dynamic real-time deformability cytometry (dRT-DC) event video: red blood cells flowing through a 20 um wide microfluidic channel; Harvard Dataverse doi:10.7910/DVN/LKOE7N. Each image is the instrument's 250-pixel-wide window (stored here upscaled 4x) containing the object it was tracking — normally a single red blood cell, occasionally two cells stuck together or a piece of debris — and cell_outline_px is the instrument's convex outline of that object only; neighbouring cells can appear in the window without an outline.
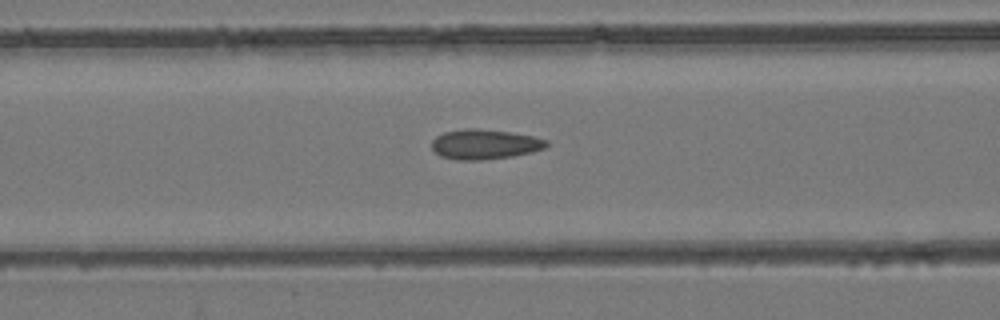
{"species": "common noctule bat (a hibernating species)", "species_latin": "Nyctalus noctula", "temperature_condition": "room temperature", "stored_images_in_passage": 54, "camera_frame_rate_fps": 3000, "um_per_image_px": 0.085, "animal": {"sex": "female", "body_mass_g": 24.6, "forearm_length_mm": 56.2}, "frame": {"image": 1, "passage_image": 23, "time_ms": 7.333, "image_size_px": [1000, 320], "cell_outline_px": [[548, 144], [544, 148], [532, 152], [512, 156], [484, 160], [456, 160], [440, 156], [432, 148], [432, 140], [436, 136], [444, 132], [464, 128], [476, 128], [508, 132], [532, 136], [548, 140]], "centroid_in_image_um": [41.17, 12.26], "position_along_channel_um": 125.4, "area_um2": 20.0}}
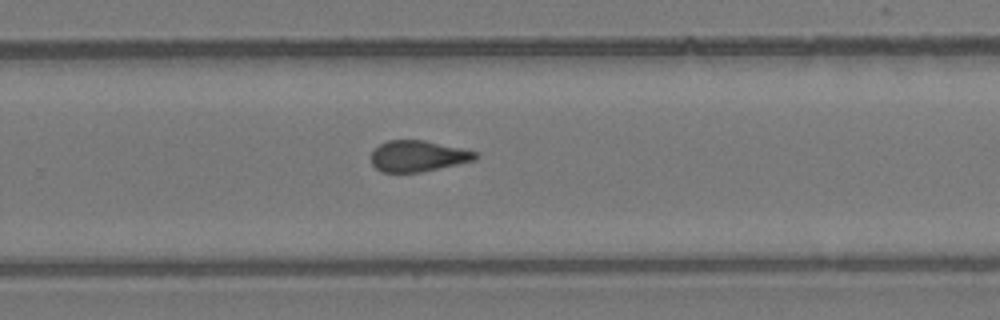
{"frame": {"image": 2, "passage_image": 36, "time_ms": 11.667, "image_size_px": [1000, 320], "cell_outline_px": [[480, 156], [476, 160], [420, 172], [380, 172], [372, 164], [372, 152], [380, 144], [388, 140], [424, 140], [464, 148], [476, 152]], "centroid_in_image_um": [35.56, 13.26], "position_along_channel_um": 294.2, "area_um2": 18.9}}
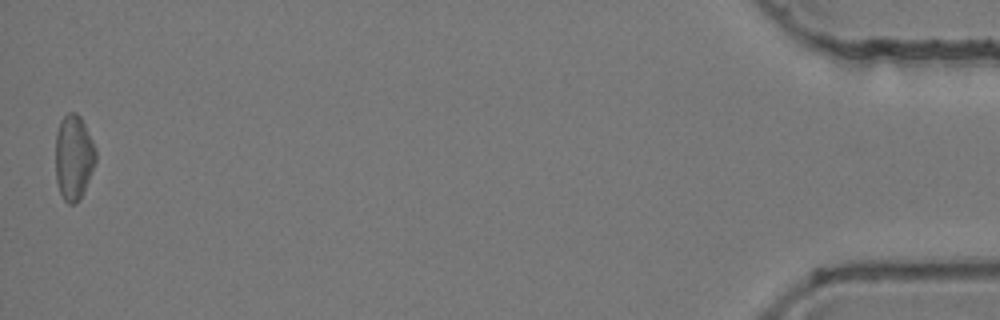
{"frame": {"image": 3, "passage_image": 54, "time_ms": 17.667, "image_size_px": [1000, 320], "cell_outline_px": [[96, 160], [80, 200], [72, 204], [68, 204], [64, 200], [60, 192], [56, 180], [56, 132], [60, 120], [68, 112], [76, 112], [80, 116], [96, 148]], "centroid_in_image_um": [6.25, 13.36], "position_along_channel_um": 428.9, "area_um2": 19.88}, "authors_computed_cell_mechanics": {"area_um2": 19.7098, "velocity_mm_per_s": 3.9023, "shape_relaxation_time_tau1_ms": null, "shape_relaxation_time_tau2_ms": 1.6905, "deformation_change_tau1": null, "deformation_change_tau2": 0.0976}}